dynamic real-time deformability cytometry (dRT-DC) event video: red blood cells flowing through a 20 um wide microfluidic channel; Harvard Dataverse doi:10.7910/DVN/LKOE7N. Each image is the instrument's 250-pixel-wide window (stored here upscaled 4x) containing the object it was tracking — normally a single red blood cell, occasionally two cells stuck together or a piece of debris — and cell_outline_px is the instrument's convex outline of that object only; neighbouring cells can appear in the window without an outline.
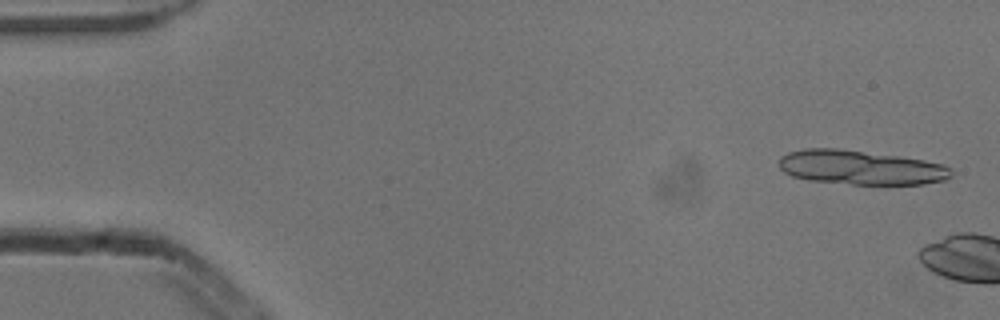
{"species": "common noctule bat (a hibernating species)", "species_latin": "Nyctalus noctula", "temperature_condition": "cold", "stored_images_in_passage": 8, "camera_frame_rate_fps": 3000, "um_per_image_px": 0.085, "animal": {"sex": "male", "body_mass_g": 13.3}, "frame": {"image": 1, "passage_image": 1, "time_ms": 0.0, "image_size_px": [1000, 320], "cell_outline_px": [[952, 176], [944, 180], [924, 184], [852, 184], [808, 180], [792, 176], [784, 172], [780, 168], [780, 156], [788, 152], [804, 148], [836, 148], [896, 156], [924, 160], [944, 164], [952, 168]], "centroid_in_image_um": [73.16, 14.23], "position_along_channel_um": 11.8, "area_um2": 34.39}}